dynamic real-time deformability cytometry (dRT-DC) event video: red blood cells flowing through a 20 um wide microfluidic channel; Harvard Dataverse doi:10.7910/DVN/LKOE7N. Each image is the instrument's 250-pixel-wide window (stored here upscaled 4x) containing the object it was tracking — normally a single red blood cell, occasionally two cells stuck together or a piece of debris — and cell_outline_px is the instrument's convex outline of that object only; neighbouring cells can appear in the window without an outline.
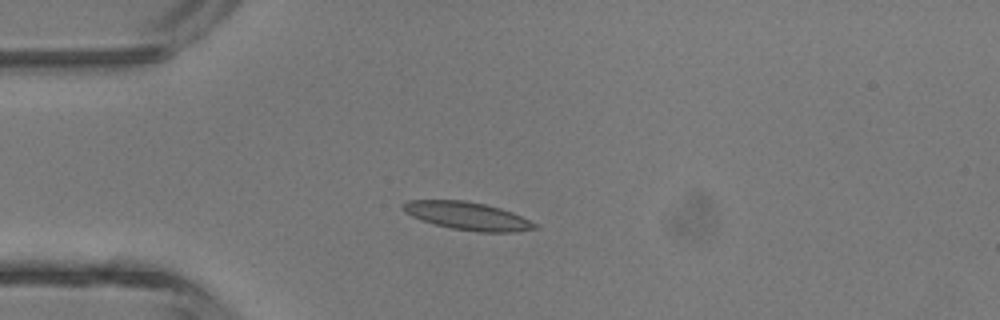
{"species": "common noctule bat (a hibernating species)", "species_latin": "Nyctalus noctula", "temperature_condition": "room temperature", "stored_images_in_passage": 4, "camera_frame_rate_fps": 3000, "um_per_image_px": 0.085, "animal": {"sex": "male", "body_mass_g": 13.3}, "frame": {"image": 1, "passage_image": 2, "time_ms": 1.333, "image_size_px": [1000, 320], "cell_outline_px": [[540, 228], [516, 232], [476, 232], [452, 228], [420, 220], [404, 212], [400, 208], [400, 204], [408, 200], [464, 200], [484, 204], [500, 208], [512, 212], [536, 224]], "centroid_in_image_um": [39.7, 18.35], "position_along_channel_um": 45.3, "area_um2": 21.5}}
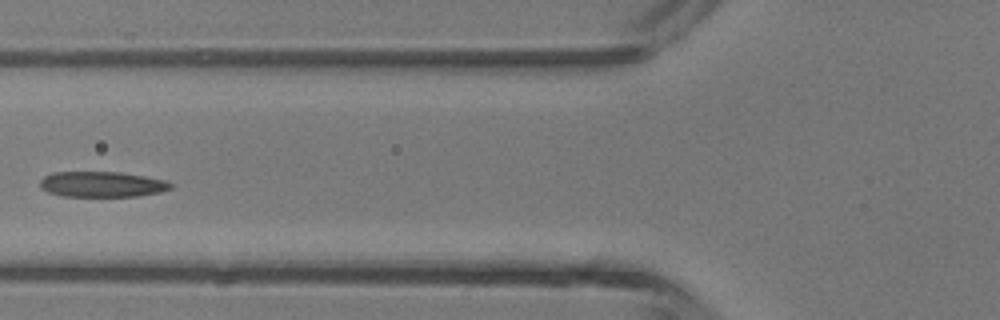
{"frame": {"image": 2, "passage_image": 4, "time_ms": 3.333, "image_size_px": [1000, 320], "cell_outline_px": [[172, 188], [160, 192], [136, 196], [64, 196], [48, 192], [40, 188], [40, 180], [44, 176], [52, 172], [120, 172], [168, 180], [172, 184]], "centroid_in_image_um": [8.67, 15.66], "position_along_channel_um": 117.1, "area_um2": 19.48}}